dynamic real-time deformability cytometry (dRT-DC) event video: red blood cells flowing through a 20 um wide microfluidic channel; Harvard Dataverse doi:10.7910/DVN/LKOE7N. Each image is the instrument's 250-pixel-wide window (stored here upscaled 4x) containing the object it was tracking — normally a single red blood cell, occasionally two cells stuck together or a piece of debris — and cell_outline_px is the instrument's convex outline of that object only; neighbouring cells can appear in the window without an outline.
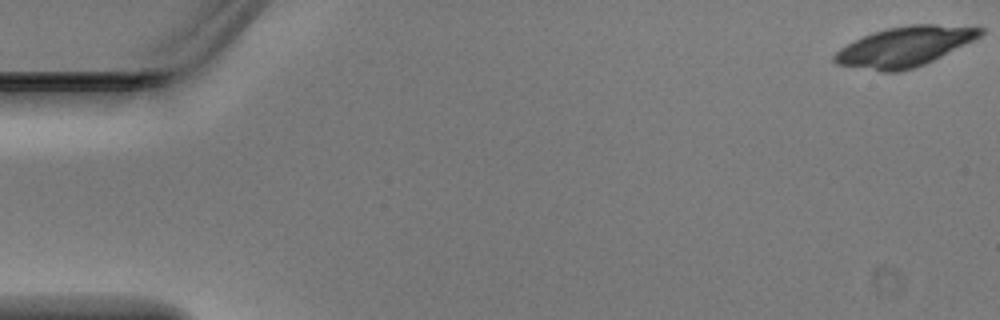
{"species": "Egyptian fruit bat (a non-hibernating species)", "species_latin": "Rousettus aegyptiacus", "temperature_condition": "warm", "stored_images_in_passage": 4, "camera_frame_rate_fps": 3000, "um_per_image_px": 0.085, "animal": {"sex": "male"}, "frame": {"image": 1, "passage_image": 1, "time_ms": 0.0, "image_size_px": [1000, 320], "cell_outline_px": [[984, 32], [980, 36], [924, 64], [900, 72], [880, 72], [836, 64], [832, 60], [832, 56], [840, 48], [872, 32], [888, 28], [912, 24], [936, 24], [984, 28]], "centroid_in_image_um": [76.84, 3.97], "position_along_channel_um": 8.2, "area_um2": 33.41}}